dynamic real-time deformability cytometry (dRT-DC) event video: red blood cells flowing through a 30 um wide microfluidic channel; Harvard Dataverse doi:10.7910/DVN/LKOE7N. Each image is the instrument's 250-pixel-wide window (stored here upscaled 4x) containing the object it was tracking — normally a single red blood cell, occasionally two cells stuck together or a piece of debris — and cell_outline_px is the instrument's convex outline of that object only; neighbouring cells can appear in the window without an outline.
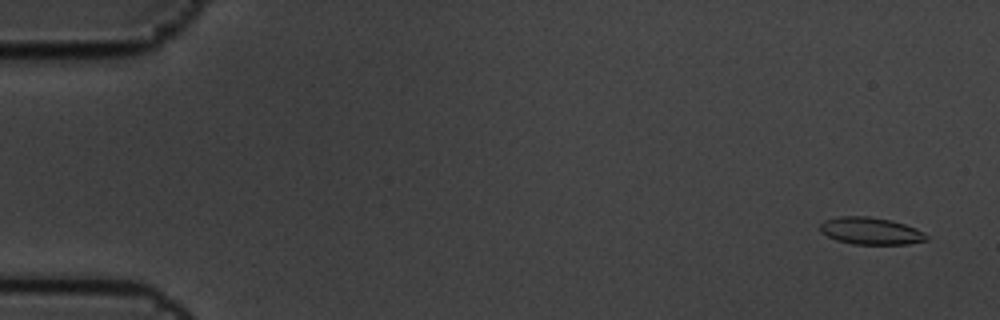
{"species": "common noctule bat (a hibernating species)", "species_latin": "Nyctalus noctula", "temperature_condition": "cold", "stored_images_in_passage": 3, "segment_of_instrument_passage": [2, 2], "camera_frame_rate_fps": 3000, "um_per_image_px": 0.085, "animal": {"sex": "male", "body_mass_g": 19.5, "forearm_length_mm": 54.6}, "frame": {"image": 1, "passage_image": 3, "time_ms": 0.667, "image_size_px": [1000, 320], "cell_outline_px": [[928, 240], [908, 244], [852, 244], [836, 240], [820, 232], [820, 224], [824, 220], [840, 216], [868, 216], [892, 220], [916, 228], [924, 232], [928, 236]], "centroid_in_image_um": [74.01, 19.63], "position_along_channel_um": 11.0, "area_um2": 16.94}}